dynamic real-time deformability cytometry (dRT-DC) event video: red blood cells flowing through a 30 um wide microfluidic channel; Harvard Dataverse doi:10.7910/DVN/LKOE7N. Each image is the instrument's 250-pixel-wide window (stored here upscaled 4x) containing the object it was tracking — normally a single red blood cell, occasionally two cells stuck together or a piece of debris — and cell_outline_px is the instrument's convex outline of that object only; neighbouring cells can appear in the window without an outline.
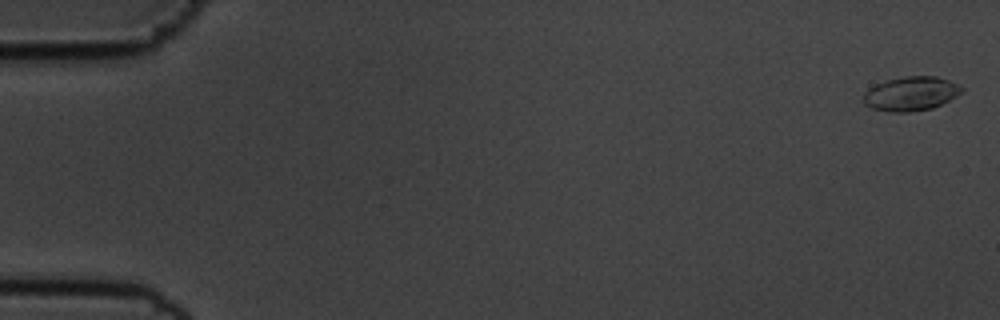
{"species": "common noctule bat (a hibernating species)", "species_latin": "Nyctalus noctula", "temperature_condition": "cold", "stored_images_in_passage": 56, "camera_frame_rate_fps": 3000, "um_per_image_px": 0.085, "animal": {"sex": "male", "body_mass_g": 19.5, "forearm_length_mm": 54.6}, "frame": {"image": 1, "passage_image": 1, "time_ms": 0.0, "image_size_px": [1000, 320], "cell_outline_px": [[964, 92], [932, 108], [908, 112], [892, 112], [872, 108], [864, 104], [864, 92], [868, 88], [876, 84], [888, 80], [904, 76], [936, 76], [948, 80], [964, 88]], "centroid_in_image_um": [77.42, 7.96], "position_along_channel_um": 7.6, "area_um2": 19.42}}
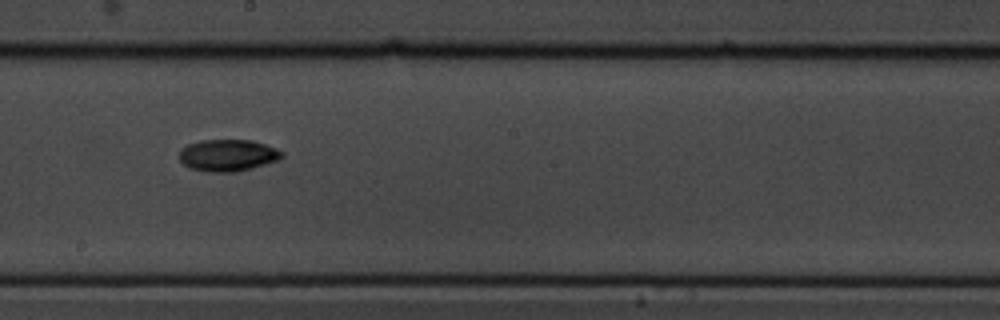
{"frame": {"image": 2, "passage_image": 32, "time_ms": 10.333, "image_size_px": [1000, 320], "cell_outline_px": [[284, 156], [280, 160], [252, 168], [236, 172], [212, 172], [192, 168], [184, 164], [180, 160], [180, 148], [188, 144], [200, 140], [252, 140], [276, 148], [284, 152]], "centroid_in_image_um": [19.4, 13.19], "position_along_channel_um": 228.8, "area_um2": 19.07}}
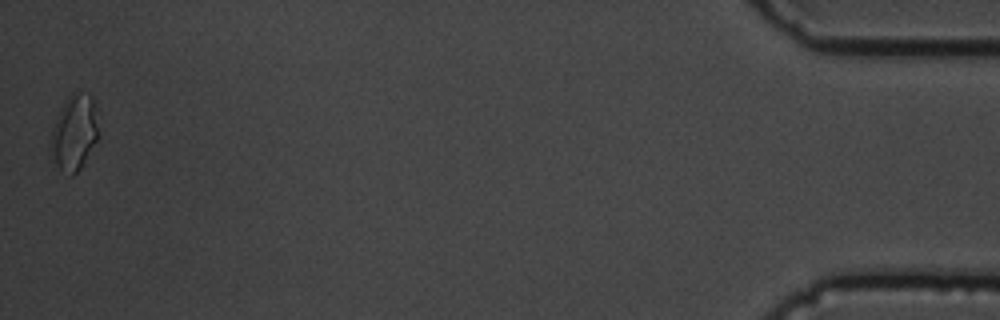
{"frame": {"image": 3, "passage_image": 56, "time_ms": 18.333, "image_size_px": [1000, 320], "cell_outline_px": [[96, 140], [84, 164], [72, 176], [68, 176], [48, 156], [48, 144], [52, 128], [56, 116], [60, 108], [68, 96], [72, 92], [80, 92], [92, 96], [96, 104]], "centroid_in_image_um": [6.24, 11.29], "position_along_channel_um": 429.0, "area_um2": 21.33}, "authors_computed_cell_mechanics": {"area_um2": 18.3804, "velocity_mm_per_s": 3.6011, "shape_relaxation_time_tau1_ms": 2.4617, "shape_relaxation_time_tau2_ms": null, "deformation_change_tau1": 0.1141, "deformation_change_tau2": null}}